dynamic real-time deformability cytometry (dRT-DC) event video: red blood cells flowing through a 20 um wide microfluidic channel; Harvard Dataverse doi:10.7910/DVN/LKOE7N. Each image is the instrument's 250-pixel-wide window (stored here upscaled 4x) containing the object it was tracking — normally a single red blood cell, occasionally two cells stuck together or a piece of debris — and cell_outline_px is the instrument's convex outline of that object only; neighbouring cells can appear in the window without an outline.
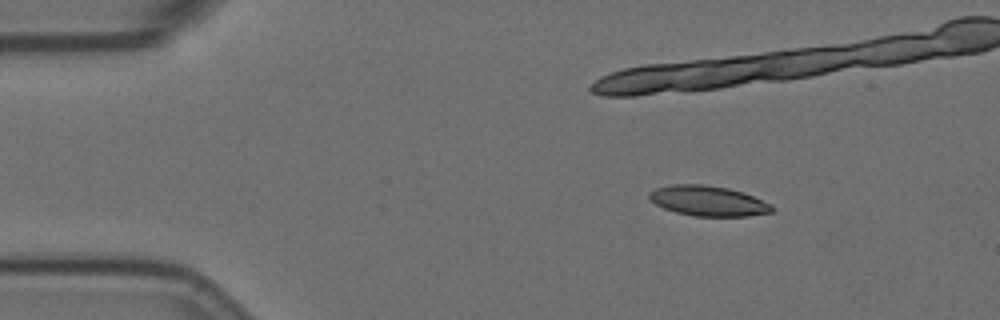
{"species": "Egyptian fruit bat (a non-hibernating species)", "species_latin": "Rousettus aegyptiacus", "temperature_condition": "room temperature", "stored_images_in_passage": 18, "camera_frame_rate_fps": 3000, "um_per_image_px": 0.085, "animal": {"sex": "female"}, "frame": {"image": 1, "passage_image": 3, "time_ms": 0.667, "image_size_px": [1000, 320], "cell_outline_px": [[776, 208], [772, 212], [748, 216], [692, 216], [676, 212], [664, 208], [648, 200], [648, 192], [656, 188], [672, 184], [704, 184], [728, 188], [744, 192], [772, 204]], "centroid_in_image_um": [60.2, 17.07], "position_along_channel_um": 24.8, "area_um2": 21.85}}
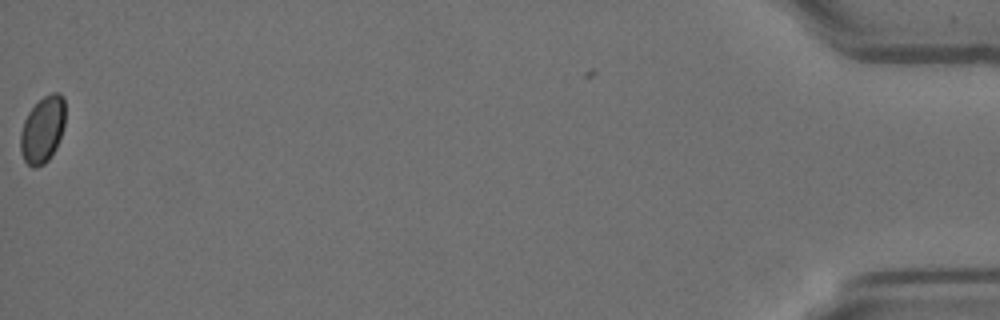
{"frame": {"image": 2, "passage_image": 18, "time_ms": 5.667, "image_size_px": [1000, 320], "cell_outline_px": [[64, 128], [56, 148], [48, 160], [44, 164], [36, 168], [32, 168], [24, 160], [20, 152], [20, 132], [24, 120], [28, 112], [44, 96], [52, 92], [60, 92], [64, 96]], "centroid_in_image_um": [3.62, 11.02], "position_along_channel_um": 431.6, "area_um2": 17.51}}